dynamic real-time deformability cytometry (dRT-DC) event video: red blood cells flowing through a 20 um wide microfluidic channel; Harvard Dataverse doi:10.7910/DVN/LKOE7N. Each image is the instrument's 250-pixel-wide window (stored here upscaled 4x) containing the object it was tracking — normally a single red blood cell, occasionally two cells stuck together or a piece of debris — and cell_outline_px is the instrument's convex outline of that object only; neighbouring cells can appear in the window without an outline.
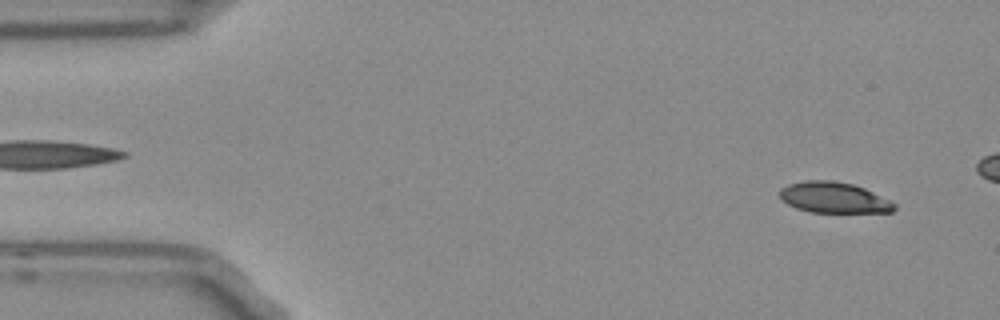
{"species": "Egyptian fruit bat (a non-hibernating species)", "species_latin": "Rousettus aegyptiacus", "temperature_condition": "room temperature", "stored_images_in_passage": 15, "camera_frame_rate_fps": 3000, "um_per_image_px": 0.085, "frame": {"image": 1, "passage_image": 3, "time_ms": 0.667, "image_size_px": [1000, 320], "cell_outline_px": [[896, 208], [892, 212], [812, 212], [796, 208], [788, 204], [780, 196], [780, 188], [788, 184], [808, 180], [832, 180], [852, 184], [864, 188], [896, 204]], "centroid_in_image_um": [70.86, 16.79], "position_along_channel_um": 14.1, "area_um2": 20.35}}